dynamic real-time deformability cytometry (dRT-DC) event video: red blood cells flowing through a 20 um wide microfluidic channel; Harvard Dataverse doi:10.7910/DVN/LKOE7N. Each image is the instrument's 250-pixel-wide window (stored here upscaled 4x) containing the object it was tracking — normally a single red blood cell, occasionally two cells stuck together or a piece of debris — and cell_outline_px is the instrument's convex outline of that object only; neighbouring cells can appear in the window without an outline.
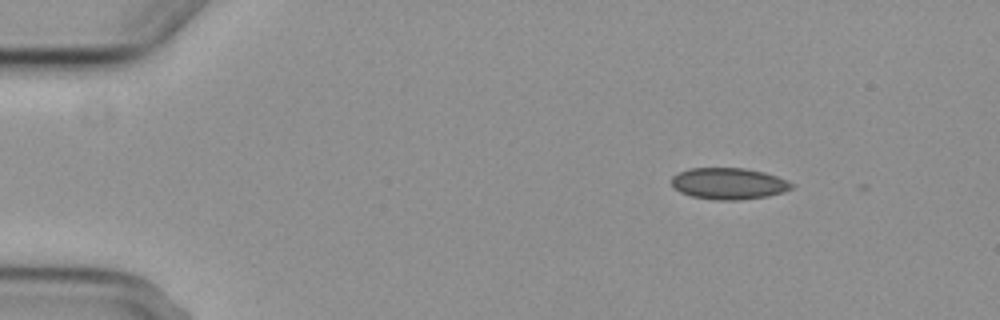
{"species": "common noctule bat (a hibernating species)", "species_latin": "Nyctalus noctula", "temperature_condition": "cold", "stored_images_in_passage": 7, "camera_frame_rate_fps": 3000, "um_per_image_px": 0.085, "animal": {"sex": "female", "body_mass_g": 29.2, "forearm_length_mm": 56.3}, "frame": {"image": 1, "passage_image": 1, "time_ms": 0.0, "image_size_px": [1000, 320], "cell_outline_px": [[796, 184], [792, 188], [784, 192], [768, 196], [736, 200], [716, 200], [692, 196], [680, 192], [672, 188], [672, 176], [688, 168], [744, 168], [764, 172], [788, 180]], "centroid_in_image_um": [61.95, 15.6], "position_along_channel_um": 23.0, "area_um2": 22.14}}
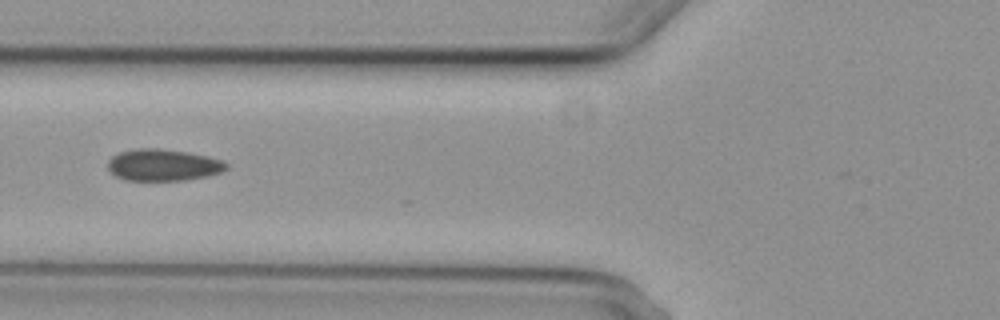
{"frame": {"image": 2, "passage_image": 5, "time_ms": 4.667, "image_size_px": [1000, 320], "cell_outline_px": [[228, 168], [220, 172], [208, 176], [184, 180], [124, 180], [116, 176], [108, 168], [108, 160], [112, 156], [120, 152], [140, 148], [156, 148], [188, 152], [208, 156], [224, 160], [228, 164]], "centroid_in_image_um": [13.89, 14.02], "position_along_channel_um": 111.9, "area_um2": 21.91}}
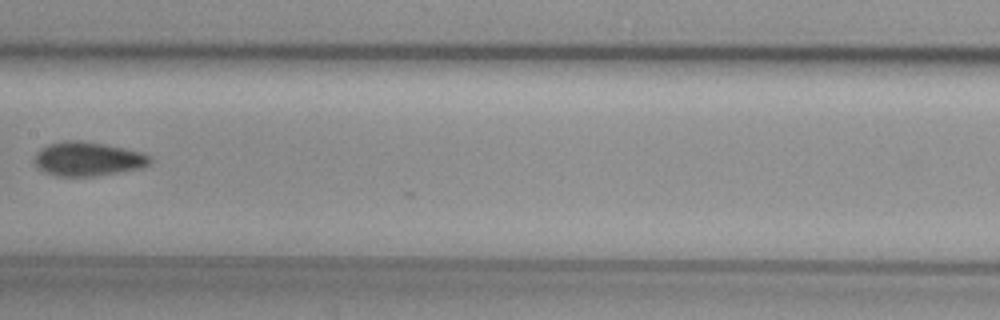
{"frame": {"image": 3, "passage_image": 7, "time_ms": 7.0, "image_size_px": [1000, 320], "cell_outline_px": [[152, 160], [144, 168], [96, 176], [56, 176], [44, 172], [36, 168], [36, 152], [40, 148], [48, 144], [64, 140], [80, 140], [104, 144], [144, 152], [152, 156]], "centroid_in_image_um": [7.49, 13.51], "position_along_channel_um": 199.9, "area_um2": 23.24}}